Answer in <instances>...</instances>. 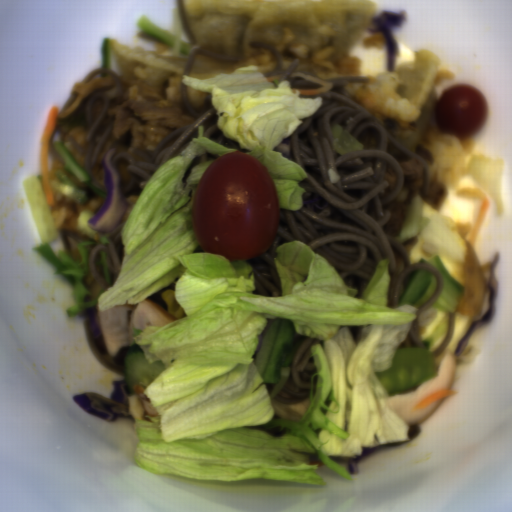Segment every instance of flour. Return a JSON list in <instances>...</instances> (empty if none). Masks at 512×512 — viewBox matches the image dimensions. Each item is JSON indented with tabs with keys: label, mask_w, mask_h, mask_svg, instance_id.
<instances>
[{
	"label": "flour",
	"mask_w": 512,
	"mask_h": 512,
	"mask_svg": "<svg viewBox=\"0 0 512 512\" xmlns=\"http://www.w3.org/2000/svg\"><path fill=\"white\" fill-rule=\"evenodd\" d=\"M197 42L227 55H254L250 42L275 47L290 28L295 43L348 52L367 32L377 5L370 0H183Z\"/></svg>",
	"instance_id": "flour-1"
},
{
	"label": "flour",
	"mask_w": 512,
	"mask_h": 512,
	"mask_svg": "<svg viewBox=\"0 0 512 512\" xmlns=\"http://www.w3.org/2000/svg\"><path fill=\"white\" fill-rule=\"evenodd\" d=\"M439 57L430 49L419 50L412 63L394 66L398 77L395 92L405 97L418 111V118L411 133L395 139L407 150L417 151L420 143L436 125L435 104L439 101L434 83L439 67Z\"/></svg>",
	"instance_id": "flour-2"
},
{
	"label": "flour",
	"mask_w": 512,
	"mask_h": 512,
	"mask_svg": "<svg viewBox=\"0 0 512 512\" xmlns=\"http://www.w3.org/2000/svg\"><path fill=\"white\" fill-rule=\"evenodd\" d=\"M110 49L115 65L122 77L140 82L164 98L180 103L183 101L181 81L188 57L161 55L140 46L120 44L110 39Z\"/></svg>",
	"instance_id": "flour-3"
},
{
	"label": "flour",
	"mask_w": 512,
	"mask_h": 512,
	"mask_svg": "<svg viewBox=\"0 0 512 512\" xmlns=\"http://www.w3.org/2000/svg\"><path fill=\"white\" fill-rule=\"evenodd\" d=\"M234 70L233 64L229 62H217L196 57L191 64L188 76L200 80L218 76L220 73H232Z\"/></svg>",
	"instance_id": "flour-4"
},
{
	"label": "flour",
	"mask_w": 512,
	"mask_h": 512,
	"mask_svg": "<svg viewBox=\"0 0 512 512\" xmlns=\"http://www.w3.org/2000/svg\"><path fill=\"white\" fill-rule=\"evenodd\" d=\"M189 106L200 108L205 105L208 92H202L186 85L185 88Z\"/></svg>",
	"instance_id": "flour-5"
}]
</instances>
